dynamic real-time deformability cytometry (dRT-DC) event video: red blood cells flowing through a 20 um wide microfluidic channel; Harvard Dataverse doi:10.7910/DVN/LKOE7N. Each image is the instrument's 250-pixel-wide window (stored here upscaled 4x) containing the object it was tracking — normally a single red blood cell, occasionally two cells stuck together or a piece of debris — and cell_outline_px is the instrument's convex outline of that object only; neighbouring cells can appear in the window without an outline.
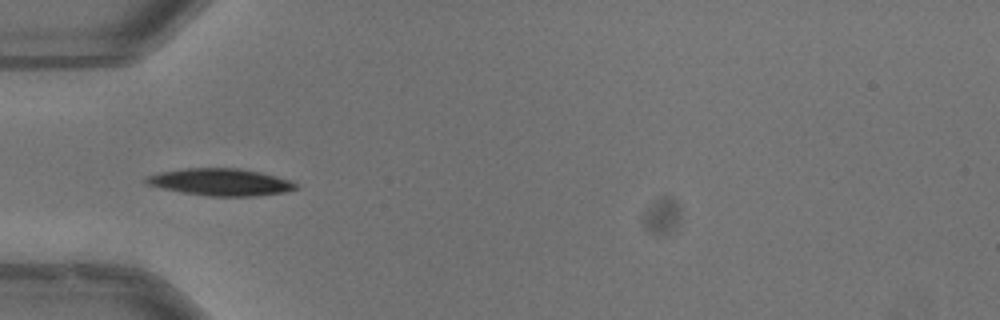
{"species": "common noctule bat (a hibernating species)", "species_latin": "Nyctalus noctula", "temperature_condition": "warm", "stored_images_in_passage": 13, "camera_frame_rate_fps": 3000, "um_per_image_px": 0.085, "animal": {"sex": "male", "body_mass_g": 13.3}, "frame": {"image": 1, "passage_image": 1, "time_ms": 0.0, "image_size_px": [1000, 320], "cell_outline_px": [[296, 188], [284, 192], [252, 196], [208, 196], [184, 192], [164, 188], [148, 184], [144, 180], [148, 176], [160, 172], [188, 168], [236, 168], [260, 172], [292, 180], [296, 184]], "centroid_in_image_um": [18.78, 15.47], "position_along_channel_um": 66.2, "area_um2": 23.18}}